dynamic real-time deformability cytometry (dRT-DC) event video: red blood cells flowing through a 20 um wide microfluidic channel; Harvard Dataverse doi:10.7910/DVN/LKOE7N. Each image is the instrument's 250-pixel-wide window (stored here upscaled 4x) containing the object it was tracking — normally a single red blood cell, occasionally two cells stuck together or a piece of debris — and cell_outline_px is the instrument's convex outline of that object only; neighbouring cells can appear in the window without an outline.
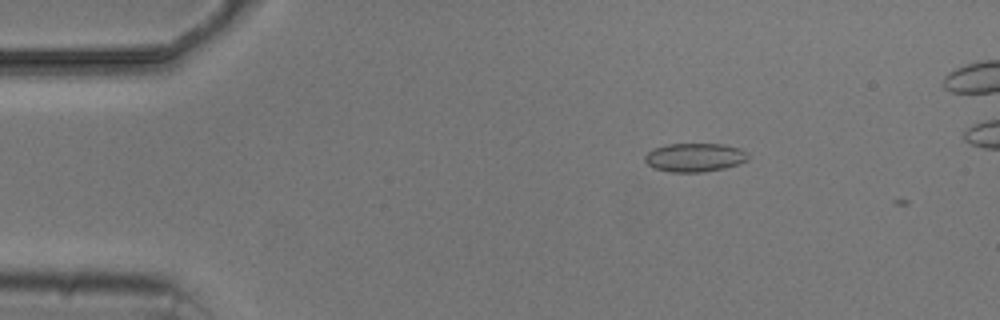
{"species": "common noctule bat (a hibernating species)", "species_latin": "Nyctalus noctula", "temperature_condition": "cold", "stored_images_in_passage": 4, "camera_frame_rate_fps": 3000, "um_per_image_px": 0.085, "animal": {"sex": "male", "body_mass_g": 20.5, "forearm_length_mm": 52.5}, "frame": {"image": 1, "passage_image": 3, "time_ms": 2.333, "image_size_px": [1000, 320], "cell_outline_px": [[748, 160], [740, 164], [724, 168], [704, 172], [668, 172], [652, 168], [644, 160], [644, 156], [652, 148], [668, 144], [724, 144], [740, 148], [748, 152]], "centroid_in_image_um": [59.05, 13.38], "position_along_channel_um": 25.9, "area_um2": 17.51}}